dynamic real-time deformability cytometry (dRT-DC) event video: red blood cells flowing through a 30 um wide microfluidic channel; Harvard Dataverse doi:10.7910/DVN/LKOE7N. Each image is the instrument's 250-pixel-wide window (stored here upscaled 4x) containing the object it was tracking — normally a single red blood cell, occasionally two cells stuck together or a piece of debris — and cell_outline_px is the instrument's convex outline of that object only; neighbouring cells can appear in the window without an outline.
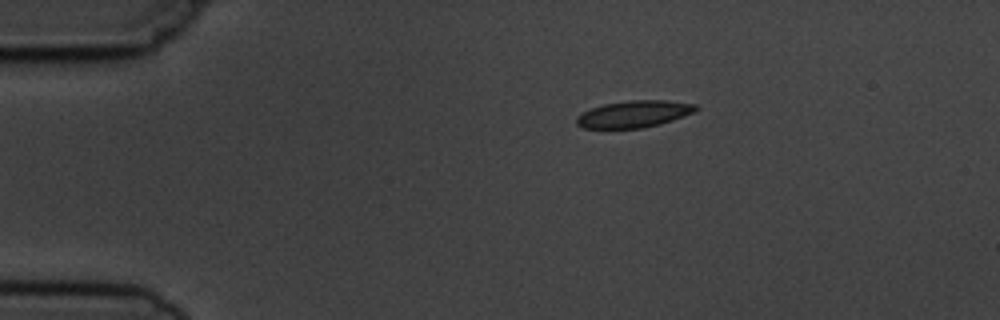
{"species": "common noctule bat (a hibernating species)", "species_latin": "Nyctalus noctula", "temperature_condition": "cold", "stored_images_in_passage": 9, "camera_frame_rate_fps": 3000, "um_per_image_px": 0.085, "animal": {"sex": "male", "body_mass_g": 19.5, "forearm_length_mm": 54.6}, "frame": {"image": 1, "passage_image": 1, "time_ms": 0.0, "image_size_px": [1000, 320], "cell_outline_px": [[700, 108], [684, 116], [660, 124], [640, 128], [584, 128], [576, 124], [576, 116], [592, 108], [604, 104], [628, 100], [668, 100], [696, 104]], "centroid_in_image_um": [53.9, 9.68], "position_along_channel_um": 31.1, "area_um2": 18.61}}
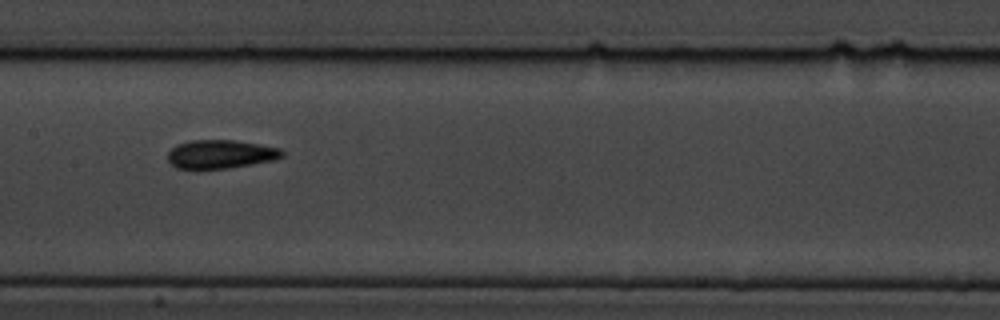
{"frame": {"image": 2, "passage_image": 6, "time_ms": 5.667, "image_size_px": [1000, 320], "cell_outline_px": [[284, 156], [276, 160], [228, 168], [200, 172], [176, 168], [168, 160], [168, 152], [176, 144], [192, 140], [236, 140], [260, 144], [280, 148], [284, 152]], "centroid_in_image_um": [18.73, 13.14], "position_along_channel_um": 188.7, "area_um2": 19.83}}
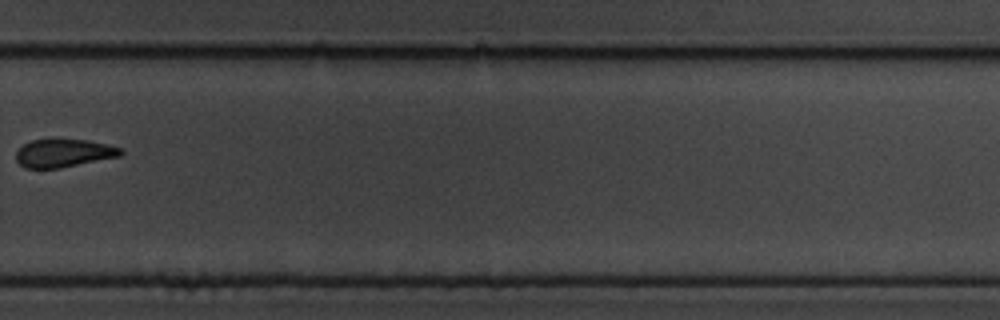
{"frame": {"image": 3, "passage_image": 9, "time_ms": 9.333, "image_size_px": [1000, 320], "cell_outline_px": [[124, 152], [120, 156], [60, 168], [24, 168], [16, 160], [16, 152], [24, 144], [32, 140], [52, 136], [56, 136], [88, 140], [108, 144], [120, 148]], "centroid_in_image_um": [5.39, 12.96], "position_along_channel_um": 324.4, "area_um2": 17.8}}